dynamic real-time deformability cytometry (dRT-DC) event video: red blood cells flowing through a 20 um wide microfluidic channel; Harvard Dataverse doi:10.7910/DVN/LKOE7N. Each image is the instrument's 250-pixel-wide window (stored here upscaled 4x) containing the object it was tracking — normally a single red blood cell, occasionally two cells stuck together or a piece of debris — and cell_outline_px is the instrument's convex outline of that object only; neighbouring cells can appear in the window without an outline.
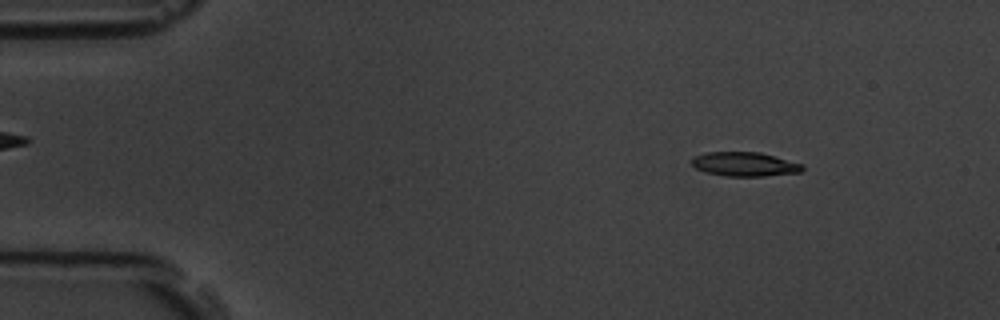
{"species": "common noctule bat (a hibernating species)", "species_latin": "Nyctalus noctula", "temperature_condition": "room temperature", "stored_images_in_passage": 4, "camera_frame_rate_fps": 3000, "um_per_image_px": 0.085, "animal": {"sex": "male", "body_mass_g": 19.5, "forearm_length_mm": 54.6}, "frame": {"image": 1, "passage_image": 2, "time_ms": 1.0, "image_size_px": [1000, 320], "cell_outline_px": [[804, 168], [800, 172], [764, 176], [724, 176], [704, 172], [696, 168], [692, 164], [692, 156], [704, 152], [760, 152], [804, 164]], "centroid_in_image_um": [63.27, 13.95], "position_along_channel_um": 21.7, "area_um2": 15.72}}